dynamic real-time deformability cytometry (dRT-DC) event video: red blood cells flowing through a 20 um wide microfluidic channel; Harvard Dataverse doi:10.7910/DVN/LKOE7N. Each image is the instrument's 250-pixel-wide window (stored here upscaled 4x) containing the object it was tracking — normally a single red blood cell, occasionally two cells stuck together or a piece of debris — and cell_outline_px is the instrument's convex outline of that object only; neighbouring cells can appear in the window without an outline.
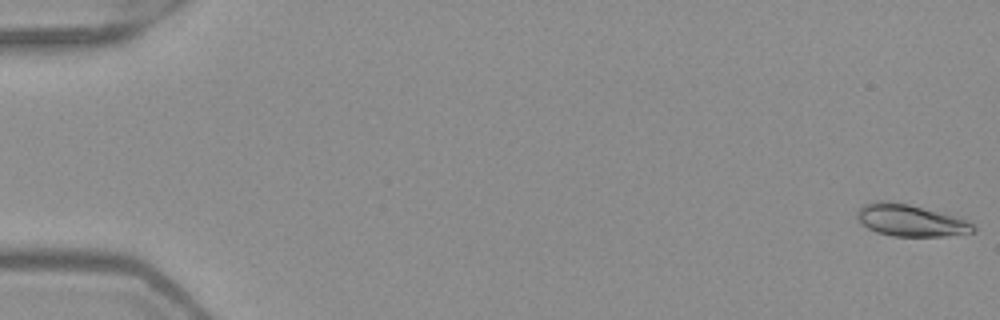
{"species": "Egyptian fruit bat (a non-hibernating species)", "species_latin": "Rousettus aegyptiacus", "temperature_condition": "warm", "stored_images_in_passage": 12, "camera_frame_rate_fps": 3000, "um_per_image_px": 0.085, "frame": {"image": 1, "passage_image": 1, "time_ms": 0.0, "image_size_px": [1000, 320], "cell_outline_px": [[976, 232], [944, 236], [892, 236], [876, 232], [868, 228], [856, 216], [856, 212], [864, 204], [876, 200], [888, 200], [908, 204], [956, 216], [968, 220], [976, 228]], "centroid_in_image_um": [77.4, 18.73], "position_along_channel_um": 7.6, "area_um2": 21.62}}